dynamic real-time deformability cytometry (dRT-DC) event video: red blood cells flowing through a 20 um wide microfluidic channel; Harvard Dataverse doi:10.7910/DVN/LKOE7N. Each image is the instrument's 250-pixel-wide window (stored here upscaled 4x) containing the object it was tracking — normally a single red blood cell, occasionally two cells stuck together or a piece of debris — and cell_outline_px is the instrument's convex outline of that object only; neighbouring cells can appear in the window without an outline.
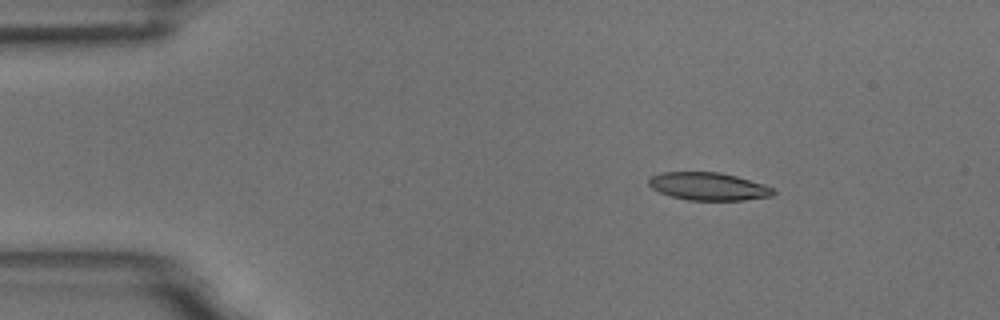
{"species": "common noctule bat (a hibernating species)", "species_latin": "Nyctalus noctula", "temperature_condition": "room temperature", "stored_images_in_passage": 2, "camera_frame_rate_fps": 3000, "um_per_image_px": 0.085, "animal": {"sex": "male", "body_mass_g": 18.8}, "frame": {"image": 1, "passage_image": 1, "time_ms": 0.0, "image_size_px": [1000, 320], "cell_outline_px": [[776, 192], [772, 196], [744, 200], [688, 200], [672, 196], [660, 192], [652, 188], [648, 184], [648, 180], [652, 176], [660, 172], [720, 172], [736, 176], [764, 184], [772, 188]], "centroid_in_image_um": [60.22, 15.84], "position_along_channel_um": 24.8, "area_um2": 20.11}}